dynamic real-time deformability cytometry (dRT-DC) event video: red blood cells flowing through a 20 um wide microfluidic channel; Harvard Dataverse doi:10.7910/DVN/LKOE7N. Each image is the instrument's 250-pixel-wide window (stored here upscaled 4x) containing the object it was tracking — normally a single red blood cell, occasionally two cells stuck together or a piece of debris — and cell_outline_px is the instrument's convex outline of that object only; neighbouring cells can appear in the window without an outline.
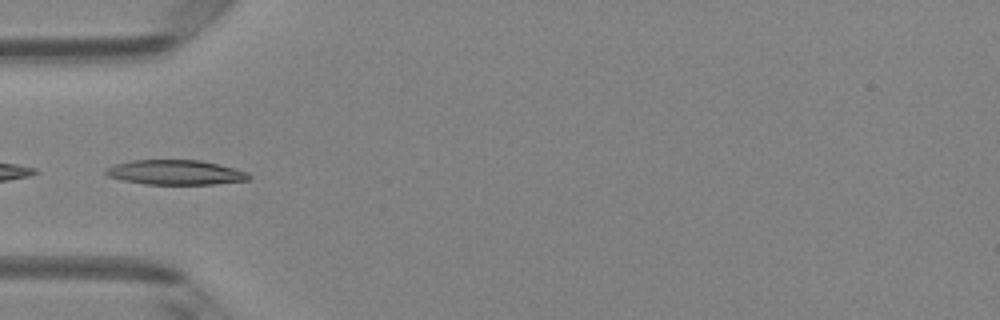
{"species": "Egyptian fruit bat (a non-hibernating species)", "species_latin": "Rousettus aegyptiacus", "temperature_condition": "room temperature", "stored_images_in_passage": 4, "camera_frame_rate_fps": 3000, "um_per_image_px": 0.085, "animal": {"sex": "female"}, "frame": {"image": 1, "passage_image": 4, "time_ms": 4.333, "image_size_px": [1000, 320], "cell_outline_px": [[252, 176], [248, 180], [212, 184], [144, 184], [124, 180], [108, 176], [104, 172], [108, 168], [116, 164], [132, 160], [200, 160], [248, 172]], "centroid_in_image_um": [14.92, 14.65], "position_along_channel_um": 70.1, "area_um2": 20.35}}